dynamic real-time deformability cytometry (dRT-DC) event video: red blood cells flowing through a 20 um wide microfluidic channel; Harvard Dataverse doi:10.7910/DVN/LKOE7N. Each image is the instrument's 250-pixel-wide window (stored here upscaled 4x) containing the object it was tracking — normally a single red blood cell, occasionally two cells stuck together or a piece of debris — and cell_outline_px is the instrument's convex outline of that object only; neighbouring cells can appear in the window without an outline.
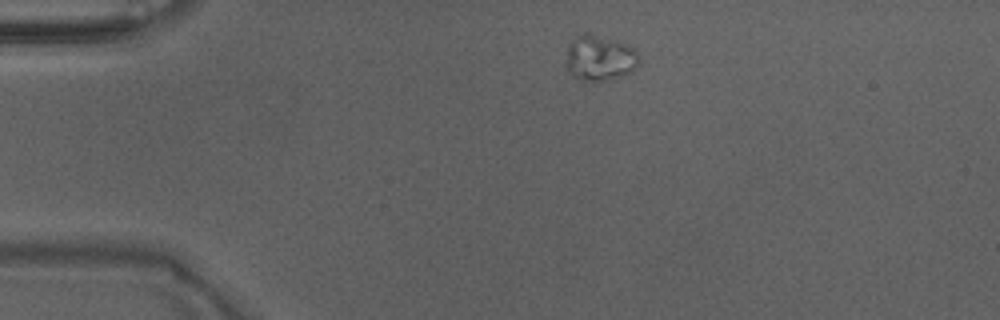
{"species": "Egyptian fruit bat (a non-hibernating species)", "species_latin": "Rousettus aegyptiacus", "temperature_condition": "warm", "stored_images_in_passage": 4, "camera_frame_rate_fps": 3000, "um_per_image_px": 0.085, "animal": {"sex": "male"}, "frame": {"image": 1, "passage_image": 2, "time_ms": 0.333, "image_size_px": [1000, 320], "cell_outline_px": [[640, 60], [632, 72], [620, 76], [604, 80], [580, 80], [572, 76], [568, 72], [568, 44], [580, 32], [588, 32], [616, 40], [628, 44], [636, 52]], "centroid_in_image_um": [50.98, 4.9], "position_along_channel_um": 34.0, "area_um2": 19.31}}
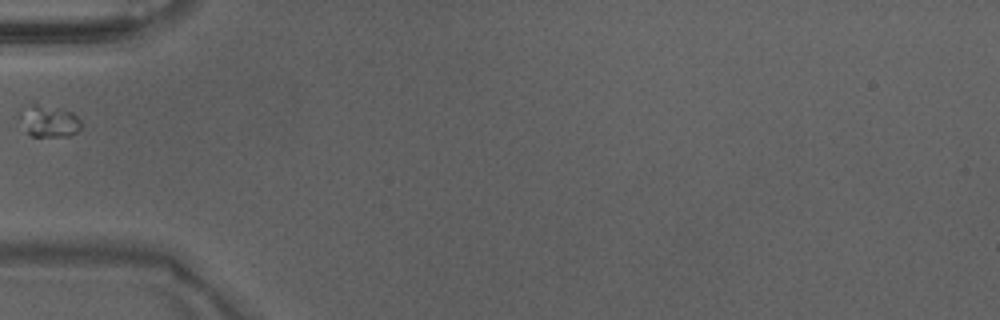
{"frame": {"image": 2, "passage_image": 4, "time_ms": 1.0, "image_size_px": [1000, 320], "cell_outline_px": [[80, 128], [76, 132], [68, 136], [32, 136], [28, 132], [20, 120], [20, 112], [28, 104], [36, 104], [64, 108], [72, 112], [80, 120]], "centroid_in_image_um": [4.17, 10.27], "position_along_channel_um": 80.8, "area_um2": 11.27}}